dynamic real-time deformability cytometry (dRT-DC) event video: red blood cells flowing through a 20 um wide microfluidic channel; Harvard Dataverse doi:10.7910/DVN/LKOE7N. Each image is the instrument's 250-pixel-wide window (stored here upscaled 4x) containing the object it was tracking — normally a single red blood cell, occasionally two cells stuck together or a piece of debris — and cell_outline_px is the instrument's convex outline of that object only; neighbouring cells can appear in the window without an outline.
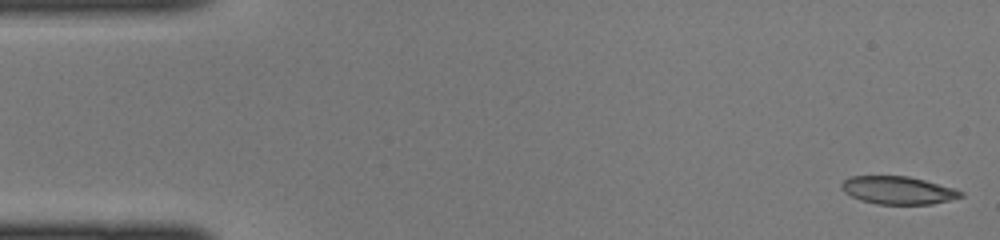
{"species": "common noctule bat (a hibernating species)", "species_latin": "Nyctalus noctula", "temperature_condition": "cold", "stored_images_in_passage": 44, "camera_frame_rate_fps": 3000, "um_per_image_px": 0.085, "animal": {"sex": "female", "body_mass_g": 22.0, "forearm_length_mm": 56.7}, "frame": {"image": 1, "passage_image": 1, "time_ms": 0.0, "image_size_px": [1000, 240], "cell_outline_px": [[964, 196], [932, 204], [876, 204], [860, 200], [844, 192], [840, 188], [840, 184], [848, 176], [908, 176], [924, 180], [952, 188], [964, 192]], "centroid_in_image_um": [76.28, 16.17], "position_along_channel_um": 8.7, "area_um2": 19.31}}
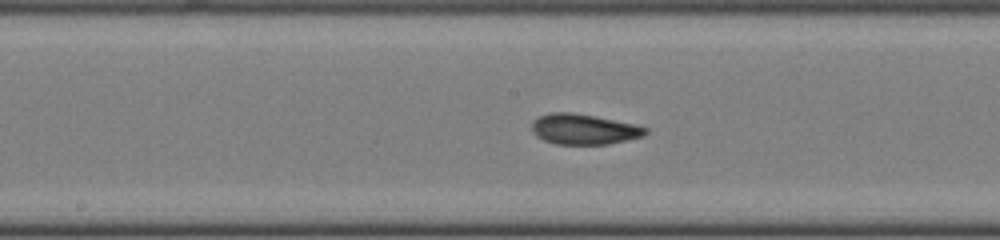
{"frame": {"image": 2, "passage_image": 22, "time_ms": 7.0, "image_size_px": [1000, 240], "cell_outline_px": [[648, 132], [644, 136], [628, 140], [608, 144], [556, 144], [544, 140], [536, 136], [532, 132], [532, 120], [548, 112], [572, 112], [636, 124], [648, 128]], "centroid_in_image_um": [49.63, 10.98], "position_along_channel_um": 198.6, "area_um2": 20.29}}
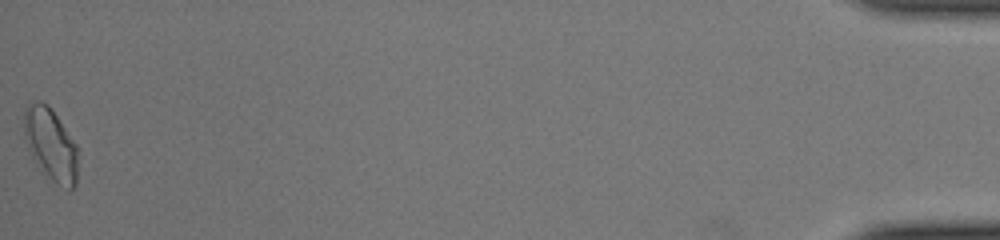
{"frame": {"image": 3, "passage_image": 44, "time_ms": 14.333, "image_size_px": [1000, 240], "cell_outline_px": [[76, 184], [68, 192], [48, 184], [32, 156], [24, 132], [24, 108], [28, 100], [40, 100], [48, 104], [76, 144]], "centroid_in_image_um": [4.29, 12.34], "position_along_channel_um": 430.9, "area_um2": 23.35}}